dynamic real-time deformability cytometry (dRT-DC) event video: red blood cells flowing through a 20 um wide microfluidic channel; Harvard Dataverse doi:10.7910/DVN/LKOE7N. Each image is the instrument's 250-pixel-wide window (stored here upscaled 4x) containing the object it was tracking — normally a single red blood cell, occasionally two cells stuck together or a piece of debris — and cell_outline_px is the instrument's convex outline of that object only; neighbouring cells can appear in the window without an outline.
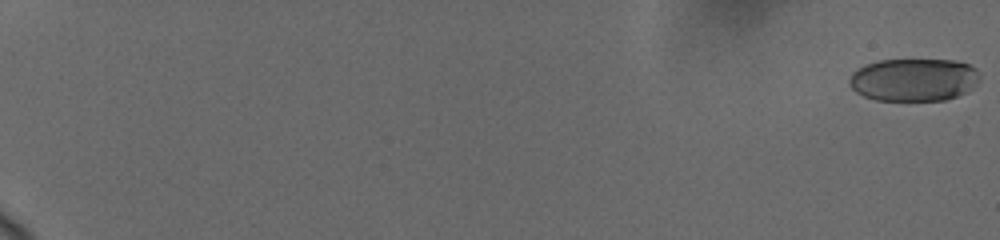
{"species": "human", "species_latin": "Homo sapiens", "temperature_condition": "cold", "stored_images_in_passage": 30, "camera_frame_rate_fps": 3000, "um_per_image_px": 0.085, "donor": {"sex": "female"}, "frame": {"image": 1, "passage_image": 1, "time_ms": 0.0, "image_size_px": [1000, 240], "cell_outline_px": [[980, 80], [968, 92], [944, 100], [876, 100], [864, 96], [856, 92], [848, 84], [848, 80], [852, 72], [856, 68], [880, 60], [952, 60], [968, 64], [976, 68], [980, 76]], "centroid_in_image_um": [77.67, 6.78], "position_along_channel_um": 7.3, "area_um2": 32.66}}
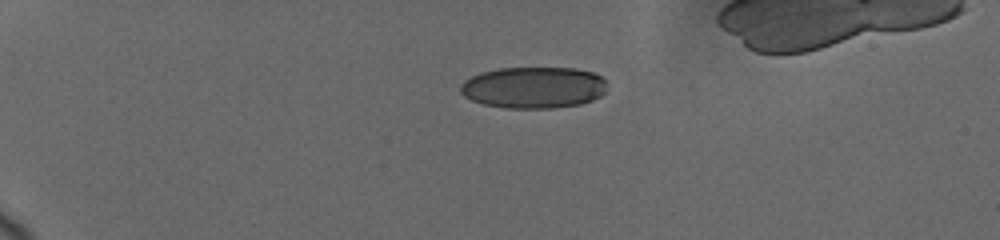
{"frame": {"image": 2, "passage_image": 17, "time_ms": 5.333, "image_size_px": [1000, 240], "cell_outline_px": [[608, 80], [604, 92], [600, 96], [592, 100], [580, 104], [552, 108], [508, 108], [484, 104], [472, 100], [464, 96], [460, 92], [460, 84], [464, 80], [480, 72], [496, 68], [576, 68], [592, 72]], "centroid_in_image_um": [45.35, 7.43], "position_along_channel_um": 39.6, "area_um2": 35.66}}